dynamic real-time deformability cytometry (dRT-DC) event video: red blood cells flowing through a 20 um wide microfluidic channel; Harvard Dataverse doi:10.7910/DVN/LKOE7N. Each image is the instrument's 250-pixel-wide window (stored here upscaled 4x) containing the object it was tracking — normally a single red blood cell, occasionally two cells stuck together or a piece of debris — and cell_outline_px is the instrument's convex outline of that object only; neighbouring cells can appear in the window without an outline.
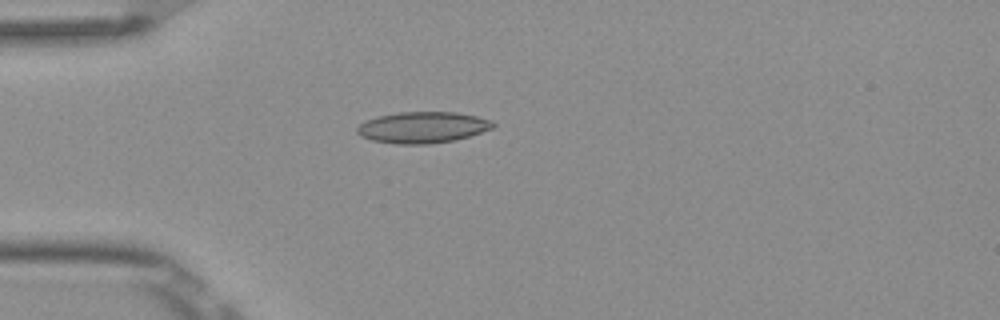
{"species": "Egyptian fruit bat (a non-hibernating species)", "species_latin": "Rousettus aegyptiacus", "temperature_condition": "room temperature", "stored_images_in_passage": 5, "camera_frame_rate_fps": 3000, "um_per_image_px": 0.085, "frame": {"image": 1, "passage_image": 5, "time_ms": 1.333, "image_size_px": [1000, 320], "cell_outline_px": [[496, 124], [492, 128], [468, 136], [452, 140], [428, 144], [396, 144], [372, 140], [360, 136], [356, 132], [356, 128], [360, 124], [368, 120], [380, 116], [400, 112], [456, 112], [476, 116], [492, 120]], "centroid_in_image_um": [35.92, 10.83], "position_along_channel_um": 49.1, "area_um2": 24.51}}